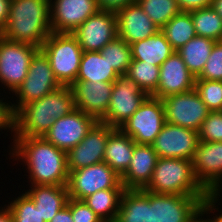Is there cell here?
Returning <instances> with one entry per match:
<instances>
[{"label": "cell", "instance_id": "obj_1", "mask_svg": "<svg viewBox=\"0 0 222 222\" xmlns=\"http://www.w3.org/2000/svg\"><path fill=\"white\" fill-rule=\"evenodd\" d=\"M9 138V161H15L14 165L16 162L17 165L23 164L21 169H26V175L22 176H28V185L67 186L69 170L66 151L57 148L44 137Z\"/></svg>", "mask_w": 222, "mask_h": 222}, {"label": "cell", "instance_id": "obj_2", "mask_svg": "<svg viewBox=\"0 0 222 222\" xmlns=\"http://www.w3.org/2000/svg\"><path fill=\"white\" fill-rule=\"evenodd\" d=\"M75 107L70 86H60L41 99L22 106L10 118L12 137H44L57 118L71 113Z\"/></svg>", "mask_w": 222, "mask_h": 222}, {"label": "cell", "instance_id": "obj_3", "mask_svg": "<svg viewBox=\"0 0 222 222\" xmlns=\"http://www.w3.org/2000/svg\"><path fill=\"white\" fill-rule=\"evenodd\" d=\"M51 33L50 0H11L2 37L40 49Z\"/></svg>", "mask_w": 222, "mask_h": 222}, {"label": "cell", "instance_id": "obj_4", "mask_svg": "<svg viewBox=\"0 0 222 222\" xmlns=\"http://www.w3.org/2000/svg\"><path fill=\"white\" fill-rule=\"evenodd\" d=\"M157 194L209 196L198 182L191 160L159 157L151 180L144 188Z\"/></svg>", "mask_w": 222, "mask_h": 222}, {"label": "cell", "instance_id": "obj_5", "mask_svg": "<svg viewBox=\"0 0 222 222\" xmlns=\"http://www.w3.org/2000/svg\"><path fill=\"white\" fill-rule=\"evenodd\" d=\"M60 86L53 74L49 60L39 49L31 58L25 80L12 93V96H8L6 99L9 118L25 104L41 99ZM10 98L11 100H8Z\"/></svg>", "mask_w": 222, "mask_h": 222}, {"label": "cell", "instance_id": "obj_6", "mask_svg": "<svg viewBox=\"0 0 222 222\" xmlns=\"http://www.w3.org/2000/svg\"><path fill=\"white\" fill-rule=\"evenodd\" d=\"M40 50L49 60L61 86H71L76 82L83 51L72 34L52 32Z\"/></svg>", "mask_w": 222, "mask_h": 222}, {"label": "cell", "instance_id": "obj_7", "mask_svg": "<svg viewBox=\"0 0 222 222\" xmlns=\"http://www.w3.org/2000/svg\"><path fill=\"white\" fill-rule=\"evenodd\" d=\"M38 50L30 44L9 41L0 35V87L3 88L0 95L4 93L7 99V94L11 96L25 80L31 58Z\"/></svg>", "mask_w": 222, "mask_h": 222}, {"label": "cell", "instance_id": "obj_8", "mask_svg": "<svg viewBox=\"0 0 222 222\" xmlns=\"http://www.w3.org/2000/svg\"><path fill=\"white\" fill-rule=\"evenodd\" d=\"M69 198L83 200L104 189H125L119 176L107 163L101 162L69 172Z\"/></svg>", "mask_w": 222, "mask_h": 222}, {"label": "cell", "instance_id": "obj_9", "mask_svg": "<svg viewBox=\"0 0 222 222\" xmlns=\"http://www.w3.org/2000/svg\"><path fill=\"white\" fill-rule=\"evenodd\" d=\"M165 123L162 100L148 96L119 129L137 144H152Z\"/></svg>", "mask_w": 222, "mask_h": 222}, {"label": "cell", "instance_id": "obj_10", "mask_svg": "<svg viewBox=\"0 0 222 222\" xmlns=\"http://www.w3.org/2000/svg\"><path fill=\"white\" fill-rule=\"evenodd\" d=\"M161 100L167 123L197 132L210 112L195 89L168 95Z\"/></svg>", "mask_w": 222, "mask_h": 222}, {"label": "cell", "instance_id": "obj_11", "mask_svg": "<svg viewBox=\"0 0 222 222\" xmlns=\"http://www.w3.org/2000/svg\"><path fill=\"white\" fill-rule=\"evenodd\" d=\"M147 97L148 95L135 81L126 76H119L113 82L108 110L100 122L114 128H120Z\"/></svg>", "mask_w": 222, "mask_h": 222}, {"label": "cell", "instance_id": "obj_12", "mask_svg": "<svg viewBox=\"0 0 222 222\" xmlns=\"http://www.w3.org/2000/svg\"><path fill=\"white\" fill-rule=\"evenodd\" d=\"M207 197L150 192L153 222H191Z\"/></svg>", "mask_w": 222, "mask_h": 222}, {"label": "cell", "instance_id": "obj_13", "mask_svg": "<svg viewBox=\"0 0 222 222\" xmlns=\"http://www.w3.org/2000/svg\"><path fill=\"white\" fill-rule=\"evenodd\" d=\"M192 161L198 182L209 193L222 197V142L199 141Z\"/></svg>", "mask_w": 222, "mask_h": 222}, {"label": "cell", "instance_id": "obj_14", "mask_svg": "<svg viewBox=\"0 0 222 222\" xmlns=\"http://www.w3.org/2000/svg\"><path fill=\"white\" fill-rule=\"evenodd\" d=\"M82 51H100L118 36L117 16L113 11L98 10L73 33Z\"/></svg>", "mask_w": 222, "mask_h": 222}, {"label": "cell", "instance_id": "obj_15", "mask_svg": "<svg viewBox=\"0 0 222 222\" xmlns=\"http://www.w3.org/2000/svg\"><path fill=\"white\" fill-rule=\"evenodd\" d=\"M98 121L81 110L57 118L44 138L57 148L68 151L77 146Z\"/></svg>", "mask_w": 222, "mask_h": 222}, {"label": "cell", "instance_id": "obj_16", "mask_svg": "<svg viewBox=\"0 0 222 222\" xmlns=\"http://www.w3.org/2000/svg\"><path fill=\"white\" fill-rule=\"evenodd\" d=\"M115 129L97 122L77 146L66 152L69 172L103 162L107 140Z\"/></svg>", "mask_w": 222, "mask_h": 222}, {"label": "cell", "instance_id": "obj_17", "mask_svg": "<svg viewBox=\"0 0 222 222\" xmlns=\"http://www.w3.org/2000/svg\"><path fill=\"white\" fill-rule=\"evenodd\" d=\"M198 143L197 131L166 122L151 145L158 157L192 160Z\"/></svg>", "mask_w": 222, "mask_h": 222}, {"label": "cell", "instance_id": "obj_18", "mask_svg": "<svg viewBox=\"0 0 222 222\" xmlns=\"http://www.w3.org/2000/svg\"><path fill=\"white\" fill-rule=\"evenodd\" d=\"M98 10L97 0H50L51 31L71 34Z\"/></svg>", "mask_w": 222, "mask_h": 222}, {"label": "cell", "instance_id": "obj_19", "mask_svg": "<svg viewBox=\"0 0 222 222\" xmlns=\"http://www.w3.org/2000/svg\"><path fill=\"white\" fill-rule=\"evenodd\" d=\"M75 107L100 122L108 110L113 83L76 81L71 86Z\"/></svg>", "mask_w": 222, "mask_h": 222}, {"label": "cell", "instance_id": "obj_20", "mask_svg": "<svg viewBox=\"0 0 222 222\" xmlns=\"http://www.w3.org/2000/svg\"><path fill=\"white\" fill-rule=\"evenodd\" d=\"M195 81V76L175 51L160 65L159 84L152 97L163 99L168 95L191 91L195 87Z\"/></svg>", "mask_w": 222, "mask_h": 222}, {"label": "cell", "instance_id": "obj_21", "mask_svg": "<svg viewBox=\"0 0 222 222\" xmlns=\"http://www.w3.org/2000/svg\"><path fill=\"white\" fill-rule=\"evenodd\" d=\"M118 36L129 45L155 35L160 29L137 1L116 12Z\"/></svg>", "mask_w": 222, "mask_h": 222}, {"label": "cell", "instance_id": "obj_22", "mask_svg": "<svg viewBox=\"0 0 222 222\" xmlns=\"http://www.w3.org/2000/svg\"><path fill=\"white\" fill-rule=\"evenodd\" d=\"M158 154L151 144L135 143L130 166L121 176L125 189H144L151 180Z\"/></svg>", "mask_w": 222, "mask_h": 222}, {"label": "cell", "instance_id": "obj_23", "mask_svg": "<svg viewBox=\"0 0 222 222\" xmlns=\"http://www.w3.org/2000/svg\"><path fill=\"white\" fill-rule=\"evenodd\" d=\"M19 185L23 191L33 200L36 210L39 211L44 222H50L53 217L67 205L69 199L67 186L57 185Z\"/></svg>", "mask_w": 222, "mask_h": 222}, {"label": "cell", "instance_id": "obj_24", "mask_svg": "<svg viewBox=\"0 0 222 222\" xmlns=\"http://www.w3.org/2000/svg\"><path fill=\"white\" fill-rule=\"evenodd\" d=\"M114 222H153L150 192L144 189H125Z\"/></svg>", "mask_w": 222, "mask_h": 222}, {"label": "cell", "instance_id": "obj_25", "mask_svg": "<svg viewBox=\"0 0 222 222\" xmlns=\"http://www.w3.org/2000/svg\"><path fill=\"white\" fill-rule=\"evenodd\" d=\"M135 143L130 136L116 128L107 140L103 162L122 176L130 166Z\"/></svg>", "mask_w": 222, "mask_h": 222}, {"label": "cell", "instance_id": "obj_26", "mask_svg": "<svg viewBox=\"0 0 222 222\" xmlns=\"http://www.w3.org/2000/svg\"><path fill=\"white\" fill-rule=\"evenodd\" d=\"M175 50L159 30L145 40L131 44L132 60L145 61L160 66Z\"/></svg>", "mask_w": 222, "mask_h": 222}, {"label": "cell", "instance_id": "obj_27", "mask_svg": "<svg viewBox=\"0 0 222 222\" xmlns=\"http://www.w3.org/2000/svg\"><path fill=\"white\" fill-rule=\"evenodd\" d=\"M118 77L100 51L83 52L76 81L113 83Z\"/></svg>", "mask_w": 222, "mask_h": 222}, {"label": "cell", "instance_id": "obj_28", "mask_svg": "<svg viewBox=\"0 0 222 222\" xmlns=\"http://www.w3.org/2000/svg\"><path fill=\"white\" fill-rule=\"evenodd\" d=\"M215 42L211 38L195 36L177 50V53L195 78L201 74Z\"/></svg>", "mask_w": 222, "mask_h": 222}, {"label": "cell", "instance_id": "obj_29", "mask_svg": "<svg viewBox=\"0 0 222 222\" xmlns=\"http://www.w3.org/2000/svg\"><path fill=\"white\" fill-rule=\"evenodd\" d=\"M125 189H104L83 199V202L104 222H114Z\"/></svg>", "mask_w": 222, "mask_h": 222}, {"label": "cell", "instance_id": "obj_30", "mask_svg": "<svg viewBox=\"0 0 222 222\" xmlns=\"http://www.w3.org/2000/svg\"><path fill=\"white\" fill-rule=\"evenodd\" d=\"M160 31L175 51L197 36L189 12H180L178 15H175Z\"/></svg>", "mask_w": 222, "mask_h": 222}, {"label": "cell", "instance_id": "obj_31", "mask_svg": "<svg viewBox=\"0 0 222 222\" xmlns=\"http://www.w3.org/2000/svg\"><path fill=\"white\" fill-rule=\"evenodd\" d=\"M159 73L160 66L145 61L132 60L125 76L135 81L148 96H152L157 91Z\"/></svg>", "mask_w": 222, "mask_h": 222}, {"label": "cell", "instance_id": "obj_32", "mask_svg": "<svg viewBox=\"0 0 222 222\" xmlns=\"http://www.w3.org/2000/svg\"><path fill=\"white\" fill-rule=\"evenodd\" d=\"M197 36L222 41V18L211 6L189 12Z\"/></svg>", "mask_w": 222, "mask_h": 222}, {"label": "cell", "instance_id": "obj_33", "mask_svg": "<svg viewBox=\"0 0 222 222\" xmlns=\"http://www.w3.org/2000/svg\"><path fill=\"white\" fill-rule=\"evenodd\" d=\"M100 53L119 76H125L132 61L131 45L117 36Z\"/></svg>", "mask_w": 222, "mask_h": 222}, {"label": "cell", "instance_id": "obj_34", "mask_svg": "<svg viewBox=\"0 0 222 222\" xmlns=\"http://www.w3.org/2000/svg\"><path fill=\"white\" fill-rule=\"evenodd\" d=\"M152 22L161 29L181 11L177 0H136Z\"/></svg>", "mask_w": 222, "mask_h": 222}, {"label": "cell", "instance_id": "obj_35", "mask_svg": "<svg viewBox=\"0 0 222 222\" xmlns=\"http://www.w3.org/2000/svg\"><path fill=\"white\" fill-rule=\"evenodd\" d=\"M16 192L13 193L15 196L12 195V198L10 196L4 203L9 208L14 222H44L33 200L23 190Z\"/></svg>", "mask_w": 222, "mask_h": 222}, {"label": "cell", "instance_id": "obj_36", "mask_svg": "<svg viewBox=\"0 0 222 222\" xmlns=\"http://www.w3.org/2000/svg\"><path fill=\"white\" fill-rule=\"evenodd\" d=\"M194 89L210 111L222 107V81L196 79Z\"/></svg>", "mask_w": 222, "mask_h": 222}, {"label": "cell", "instance_id": "obj_37", "mask_svg": "<svg viewBox=\"0 0 222 222\" xmlns=\"http://www.w3.org/2000/svg\"><path fill=\"white\" fill-rule=\"evenodd\" d=\"M199 141L222 142V112L210 111L198 131Z\"/></svg>", "mask_w": 222, "mask_h": 222}, {"label": "cell", "instance_id": "obj_38", "mask_svg": "<svg viewBox=\"0 0 222 222\" xmlns=\"http://www.w3.org/2000/svg\"><path fill=\"white\" fill-rule=\"evenodd\" d=\"M196 79L222 81V41H216L201 74Z\"/></svg>", "mask_w": 222, "mask_h": 222}, {"label": "cell", "instance_id": "obj_39", "mask_svg": "<svg viewBox=\"0 0 222 222\" xmlns=\"http://www.w3.org/2000/svg\"><path fill=\"white\" fill-rule=\"evenodd\" d=\"M67 205L71 211L73 222H104L83 200L69 198Z\"/></svg>", "mask_w": 222, "mask_h": 222}, {"label": "cell", "instance_id": "obj_40", "mask_svg": "<svg viewBox=\"0 0 222 222\" xmlns=\"http://www.w3.org/2000/svg\"><path fill=\"white\" fill-rule=\"evenodd\" d=\"M220 202L221 201L216 194H210L202 204V209L211 216L214 222H222V202Z\"/></svg>", "mask_w": 222, "mask_h": 222}, {"label": "cell", "instance_id": "obj_41", "mask_svg": "<svg viewBox=\"0 0 222 222\" xmlns=\"http://www.w3.org/2000/svg\"><path fill=\"white\" fill-rule=\"evenodd\" d=\"M177 4L181 12H190L211 6L212 0H177Z\"/></svg>", "mask_w": 222, "mask_h": 222}, {"label": "cell", "instance_id": "obj_42", "mask_svg": "<svg viewBox=\"0 0 222 222\" xmlns=\"http://www.w3.org/2000/svg\"><path fill=\"white\" fill-rule=\"evenodd\" d=\"M136 0H97L99 10L117 12Z\"/></svg>", "mask_w": 222, "mask_h": 222}, {"label": "cell", "instance_id": "obj_43", "mask_svg": "<svg viewBox=\"0 0 222 222\" xmlns=\"http://www.w3.org/2000/svg\"><path fill=\"white\" fill-rule=\"evenodd\" d=\"M10 133V118L7 113L6 108V98L4 96L0 95V132L3 134L4 132Z\"/></svg>", "mask_w": 222, "mask_h": 222}, {"label": "cell", "instance_id": "obj_44", "mask_svg": "<svg viewBox=\"0 0 222 222\" xmlns=\"http://www.w3.org/2000/svg\"><path fill=\"white\" fill-rule=\"evenodd\" d=\"M11 0H0V33L5 28L9 17Z\"/></svg>", "mask_w": 222, "mask_h": 222}, {"label": "cell", "instance_id": "obj_45", "mask_svg": "<svg viewBox=\"0 0 222 222\" xmlns=\"http://www.w3.org/2000/svg\"><path fill=\"white\" fill-rule=\"evenodd\" d=\"M50 222H73V218L71 215V211L68 208V205H66L64 208H62Z\"/></svg>", "mask_w": 222, "mask_h": 222}, {"label": "cell", "instance_id": "obj_46", "mask_svg": "<svg viewBox=\"0 0 222 222\" xmlns=\"http://www.w3.org/2000/svg\"><path fill=\"white\" fill-rule=\"evenodd\" d=\"M0 206V222H14L13 216L9 208L4 204V201Z\"/></svg>", "mask_w": 222, "mask_h": 222}, {"label": "cell", "instance_id": "obj_47", "mask_svg": "<svg viewBox=\"0 0 222 222\" xmlns=\"http://www.w3.org/2000/svg\"><path fill=\"white\" fill-rule=\"evenodd\" d=\"M191 222H214V221L203 209H201L199 213L191 220Z\"/></svg>", "mask_w": 222, "mask_h": 222}, {"label": "cell", "instance_id": "obj_48", "mask_svg": "<svg viewBox=\"0 0 222 222\" xmlns=\"http://www.w3.org/2000/svg\"><path fill=\"white\" fill-rule=\"evenodd\" d=\"M211 7L222 18V0H212Z\"/></svg>", "mask_w": 222, "mask_h": 222}]
</instances>
